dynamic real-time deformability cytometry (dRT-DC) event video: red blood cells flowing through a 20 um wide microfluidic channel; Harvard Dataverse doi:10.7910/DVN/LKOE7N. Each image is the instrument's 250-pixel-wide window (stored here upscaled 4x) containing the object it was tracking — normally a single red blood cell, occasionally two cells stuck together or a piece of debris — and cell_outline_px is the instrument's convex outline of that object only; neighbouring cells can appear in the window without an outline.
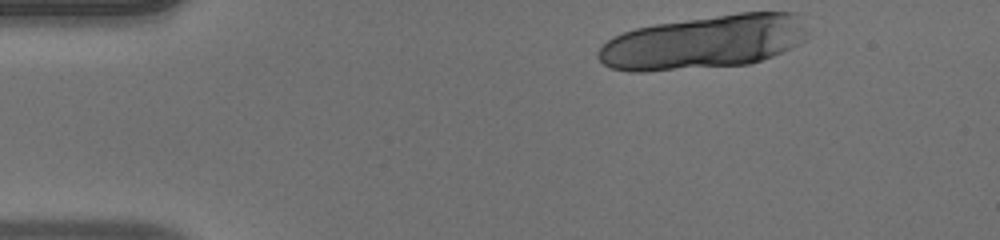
{"species": "human", "species_latin": "Homo sapiens", "temperature_condition": "warm", "stored_images_in_passage": 12, "camera_frame_rate_fps": 3000, "um_per_image_px": 0.085, "donor": {"sex": "male"}, "frame": {"image": 1, "passage_image": 1, "time_ms": 0.0, "image_size_px": [1000, 240], "cell_outline_px": [[804, 40], [792, 48], [772, 56], [748, 64], [644, 72], [628, 72], [612, 68], [604, 64], [596, 56], [596, 52], [612, 36], [636, 28], [656, 24], [740, 12], [796, 12], [804, 32]], "centroid_in_image_um": [59.77, 3.59], "position_along_channel_um": 25.2, "area_um2": 65.08}}